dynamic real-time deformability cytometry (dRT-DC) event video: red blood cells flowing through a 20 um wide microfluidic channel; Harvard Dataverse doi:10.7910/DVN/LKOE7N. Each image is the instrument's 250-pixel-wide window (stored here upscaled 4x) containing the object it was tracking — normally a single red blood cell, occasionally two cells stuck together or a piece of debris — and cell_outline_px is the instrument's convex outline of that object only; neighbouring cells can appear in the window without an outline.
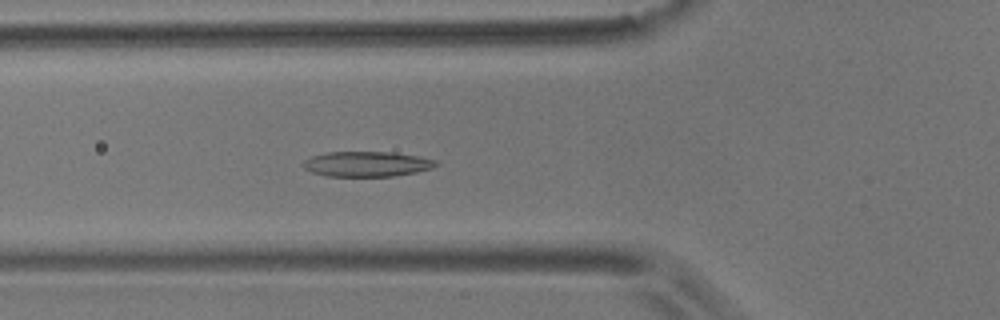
{"species": "common noctule bat (a hibernating species)", "species_latin": "Nyctalus noctula", "temperature_condition": "room temperature", "stored_images_in_passage": 3, "camera_frame_rate_fps": 3000, "um_per_image_px": 0.085, "animal": {"sex": "male", "body_mass_g": 17.9}, "frame": {"image": 1, "passage_image": 3, "time_ms": 0.667, "image_size_px": [1000, 320], "cell_outline_px": [[440, 164], [432, 168], [416, 172], [392, 176], [328, 176], [312, 172], [304, 168], [300, 164], [304, 160], [312, 156], [328, 152], [392, 152], [420, 156], [436, 160]], "centroid_in_image_um": [31.19, 13.93], "position_along_channel_um": 94.6, "area_um2": 19.54}}